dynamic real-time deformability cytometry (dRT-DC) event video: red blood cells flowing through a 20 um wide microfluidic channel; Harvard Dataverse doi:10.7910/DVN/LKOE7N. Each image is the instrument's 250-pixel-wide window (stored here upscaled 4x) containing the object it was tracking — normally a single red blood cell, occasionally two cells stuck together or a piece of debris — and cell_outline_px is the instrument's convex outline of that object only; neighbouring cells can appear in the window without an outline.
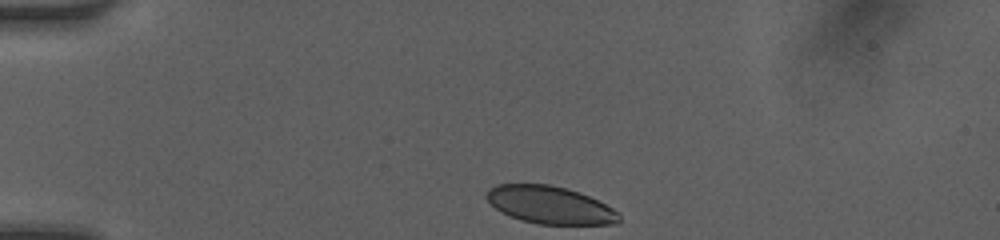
{"species": "human", "species_latin": "Homo sapiens", "temperature_condition": "room temperature", "stored_images_in_passage": 33, "camera_frame_rate_fps": 3000, "um_per_image_px": 0.085, "donor": {"sex": "female"}, "frame": {"image": 1, "passage_image": 1, "time_ms": 0.0, "image_size_px": [1000, 240], "cell_outline_px": [[620, 220], [616, 224], [536, 224], [520, 220], [496, 208], [488, 200], [488, 188], [496, 184], [548, 184], [568, 188], [580, 192], [620, 212]], "centroid_in_image_um": [46.78, 17.42], "position_along_channel_um": 38.2, "area_um2": 28.84}}
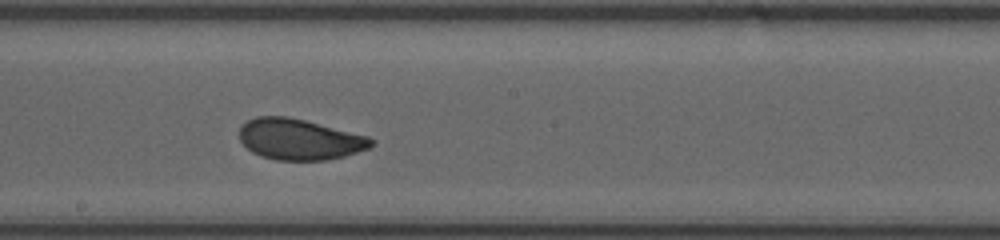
{"frame": {"image": 2, "passage_image": 18, "time_ms": 5.667, "image_size_px": [1000, 240], "cell_outline_px": [[376, 144], [368, 148], [344, 156], [328, 160], [276, 160], [260, 156], [252, 152], [240, 140], [240, 124], [256, 116], [288, 116], [368, 136]], "centroid_in_image_um": [25.43, 11.84], "position_along_channel_um": 222.8, "area_um2": 31.39}}
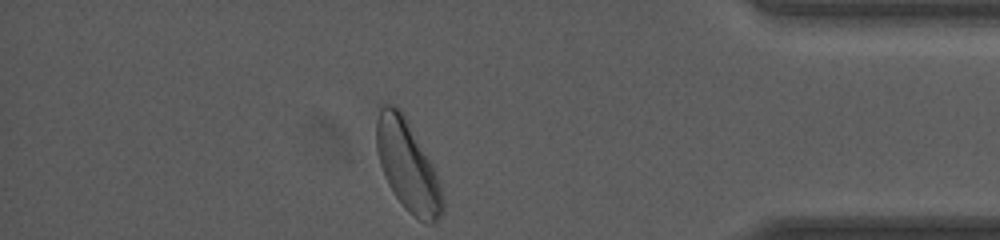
{"frame": {"image": 3, "passage_image": 33, "time_ms": 10.667, "image_size_px": [1000, 240], "cell_outline_px": [[444, 212], [432, 224], [428, 224], [420, 220], [404, 208], [388, 184], [384, 176], [376, 152], [376, 120], [380, 108], [384, 104], [392, 104], [400, 108], [436, 168], [440, 180], [444, 200]], "centroid_in_image_um": [34.67, 14.09], "position_along_channel_um": 400.5, "area_um2": 35.37}, "authors_computed_cell_mechanics": {"area_um2": 31.501, "velocity_mm_per_s": 4.1385, "shape_relaxation_time_tau1_ms": 3.3091, "shape_relaxation_time_tau2_ms": 0.7771, "deformation_change_tau1": 0.1178, "deformation_change_tau2": 0.0367}}